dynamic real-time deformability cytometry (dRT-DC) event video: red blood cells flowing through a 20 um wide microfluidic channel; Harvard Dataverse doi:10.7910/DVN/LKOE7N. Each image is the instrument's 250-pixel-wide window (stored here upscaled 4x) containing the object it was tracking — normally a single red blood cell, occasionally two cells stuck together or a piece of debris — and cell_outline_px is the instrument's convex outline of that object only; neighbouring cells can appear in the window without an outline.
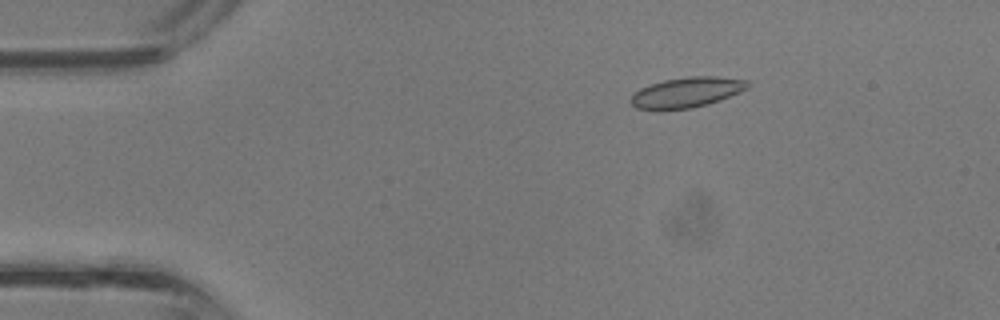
{"species": "common noctule bat (a hibernating species)", "species_latin": "Nyctalus noctula", "temperature_condition": "room temperature", "stored_images_in_passage": 38, "camera_frame_rate_fps": 3000, "um_per_image_px": 0.085, "animal": {"sex": "male", "body_mass_g": 13.3}, "frame": {"image": 1, "passage_image": 7, "time_ms": 2.0, "image_size_px": [1000, 320], "cell_outline_px": [[752, 84], [748, 88], [740, 92], [720, 100], [708, 104], [692, 108], [664, 112], [636, 108], [628, 100], [640, 88], [648, 84], [664, 80], [688, 76], [716, 76], [748, 80]], "centroid_in_image_um": [58.35, 7.87], "position_along_channel_um": 26.7, "area_um2": 21.27}}
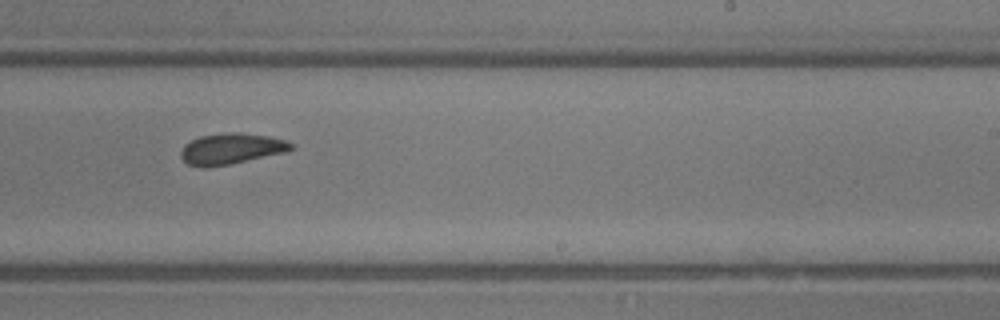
{"frame": {"image": 2, "passage_image": 24, "time_ms": 7.667, "image_size_px": [1000, 320], "cell_outline_px": [[292, 148], [288, 152], [228, 164], [204, 168], [200, 168], [188, 164], [180, 156], [180, 152], [184, 144], [200, 136], [228, 132], [236, 132], [268, 136], [284, 140], [292, 144]], "centroid_in_image_um": [19.62, 12.65], "position_along_channel_um": 269.4, "area_um2": 19.77}}
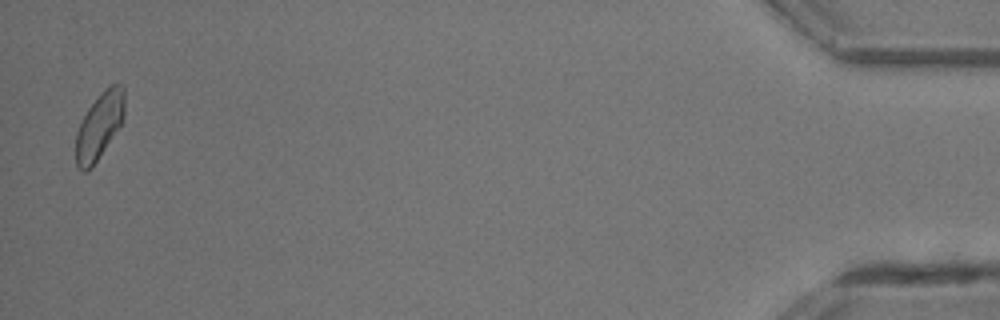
{"frame": {"image": 3, "passage_image": 38, "time_ms": 12.333, "image_size_px": [1000, 320], "cell_outline_px": [[124, 116], [120, 124], [92, 168], [84, 172], [76, 164], [76, 132], [88, 108], [104, 88], [112, 84], [124, 84]], "centroid_in_image_um": [8.44, 10.67], "position_along_channel_um": 426.8, "area_um2": 18.55}}